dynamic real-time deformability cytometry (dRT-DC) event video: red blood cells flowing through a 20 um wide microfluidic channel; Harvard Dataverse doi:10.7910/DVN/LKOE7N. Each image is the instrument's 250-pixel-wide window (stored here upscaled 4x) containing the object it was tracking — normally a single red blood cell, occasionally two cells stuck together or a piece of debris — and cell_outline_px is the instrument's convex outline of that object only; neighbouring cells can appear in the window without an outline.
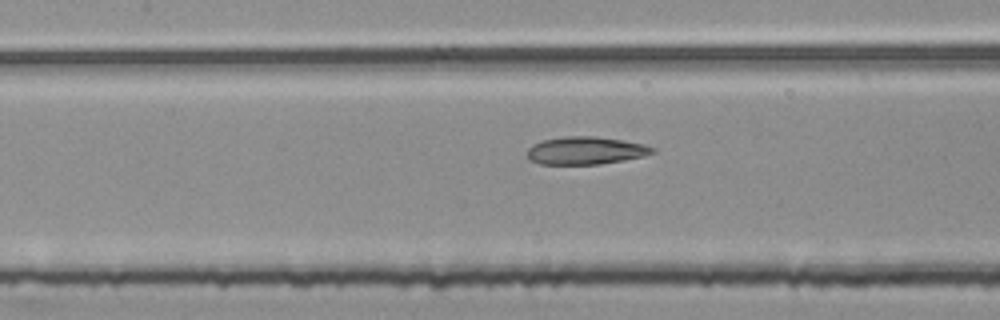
{"species": "common noctule bat (a hibernating species)", "species_latin": "Nyctalus noctula", "temperature_condition": "room temperature", "stored_images_in_passage": 51, "segment_of_instrument_passage": [2, 2], "camera_frame_rate_fps": 3000, "um_per_image_px": 0.085, "animal": {"sex": "female", "body_mass_g": 25.1}, "frame": {"image": 1, "passage_image": 24, "time_ms": 7.667, "image_size_px": [1000, 320], "cell_outline_px": [[656, 152], [644, 156], [624, 160], [600, 164], [540, 164], [532, 160], [528, 156], [528, 148], [532, 144], [544, 140], [564, 136], [596, 136], [644, 144], [656, 148]], "centroid_in_image_um": [49.81, 12.79], "position_along_channel_um": 157.6, "area_um2": 20.17}}
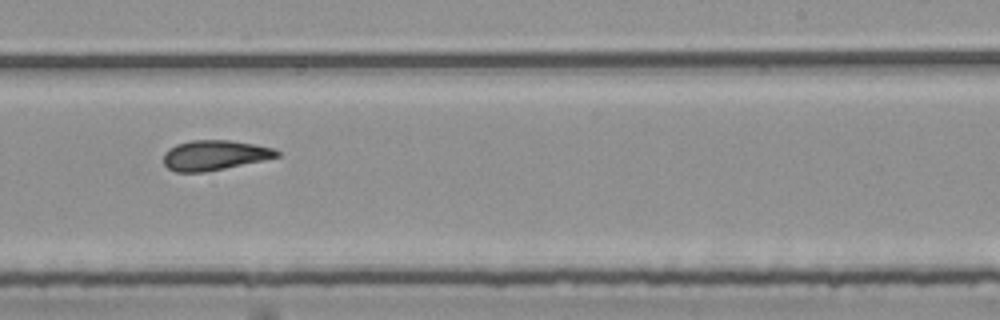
{"frame": {"image": 2, "passage_image": 33, "time_ms": 10.667, "image_size_px": [1000, 320], "cell_outline_px": [[280, 156], [264, 160], [204, 172], [176, 172], [168, 168], [164, 164], [164, 152], [168, 148], [176, 144], [192, 140], [228, 140], [252, 144], [272, 148], [280, 152]], "centroid_in_image_um": [18.2, 13.19], "position_along_channel_um": 270.8, "area_um2": 19.65}}
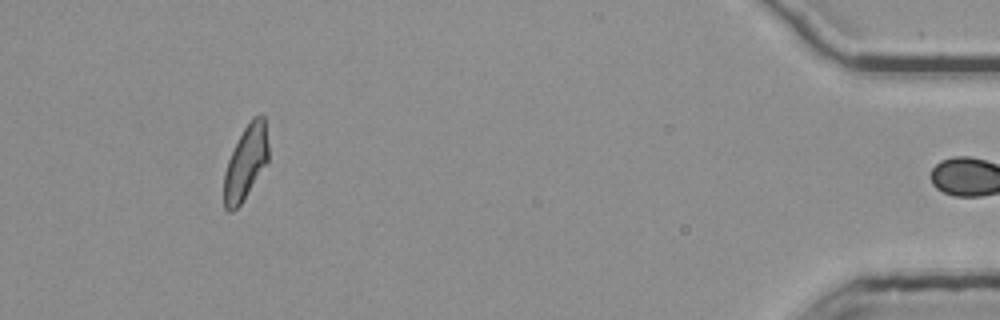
{"frame": {"image": 3, "passage_image": 50, "time_ms": 16.333, "image_size_px": [1000, 320], "cell_outline_px": [[268, 160], [240, 204], [232, 212], [228, 212], [224, 208], [224, 172], [228, 160], [244, 128], [252, 116], [260, 112], [264, 116], [268, 144]], "centroid_in_image_um": [20.88, 13.78], "position_along_channel_um": 414.3, "area_um2": 18.9}}